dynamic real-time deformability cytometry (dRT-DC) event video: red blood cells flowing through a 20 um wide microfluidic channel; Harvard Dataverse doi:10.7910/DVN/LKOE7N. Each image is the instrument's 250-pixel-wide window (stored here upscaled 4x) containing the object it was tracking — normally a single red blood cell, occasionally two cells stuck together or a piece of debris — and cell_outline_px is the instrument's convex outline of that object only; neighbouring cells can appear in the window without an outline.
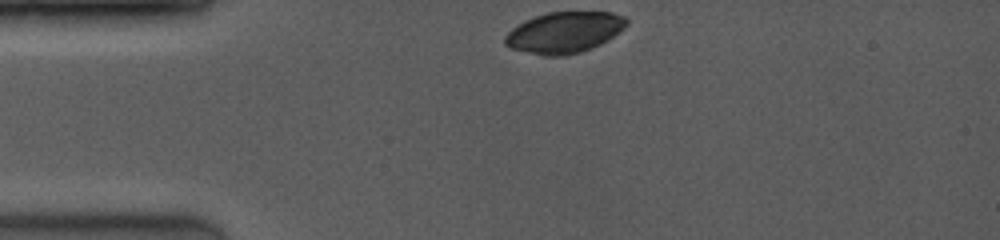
{"species": "common noctule bat (a hibernating species)", "species_latin": "Nyctalus noctula", "temperature_condition": "room temperature", "stored_images_in_passage": 42, "camera_frame_rate_fps": 4000, "um_per_image_px": 0.085, "animal": {"sex": "female", "body_mass_g": 19.0, "forearm_length_mm": 53.3}, "frame": {"image": 1, "passage_image": 1, "time_ms": 0.0, "image_size_px": [1000, 240], "cell_outline_px": [[628, 24], [624, 28], [608, 40], [600, 44], [580, 52], [564, 56], [544, 56], [512, 48], [504, 44], [504, 36], [512, 28], [536, 16], [548, 12], [612, 12], [624, 16], [628, 20]], "centroid_in_image_um": [47.99, 2.76], "position_along_channel_um": 37.0, "area_um2": 28.9}}
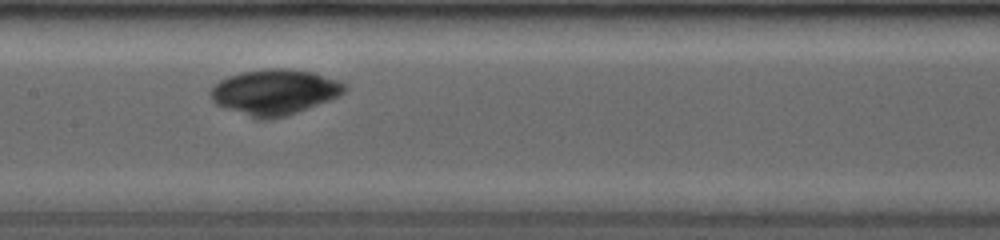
{"frame": {"image": 2, "passage_image": 19, "time_ms": 4.5, "image_size_px": [1000, 240], "cell_outline_px": [[348, 88], [340, 96], [296, 112], [284, 116], [268, 120], [256, 120], [224, 108], [216, 104], [212, 100], [212, 88], [220, 80], [244, 72], [308, 72], [344, 84]], "centroid_in_image_um": [23.29, 7.92], "position_along_channel_um": 184.1, "area_um2": 33.64}}
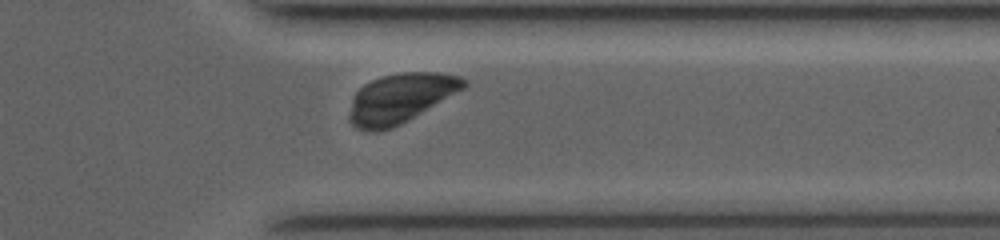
{"frame": {"image": 3, "passage_image": 38, "time_ms": 9.25, "image_size_px": [1000, 240], "cell_outline_px": [[468, 84], [464, 88], [408, 120], [392, 128], [380, 132], [368, 132], [356, 128], [348, 120], [348, 112], [352, 100], [356, 92], [364, 84], [372, 80], [384, 76], [404, 72], [436, 72], [460, 76]], "centroid_in_image_um": [33.98, 8.37], "position_along_channel_um": 377.4, "area_um2": 32.83}}